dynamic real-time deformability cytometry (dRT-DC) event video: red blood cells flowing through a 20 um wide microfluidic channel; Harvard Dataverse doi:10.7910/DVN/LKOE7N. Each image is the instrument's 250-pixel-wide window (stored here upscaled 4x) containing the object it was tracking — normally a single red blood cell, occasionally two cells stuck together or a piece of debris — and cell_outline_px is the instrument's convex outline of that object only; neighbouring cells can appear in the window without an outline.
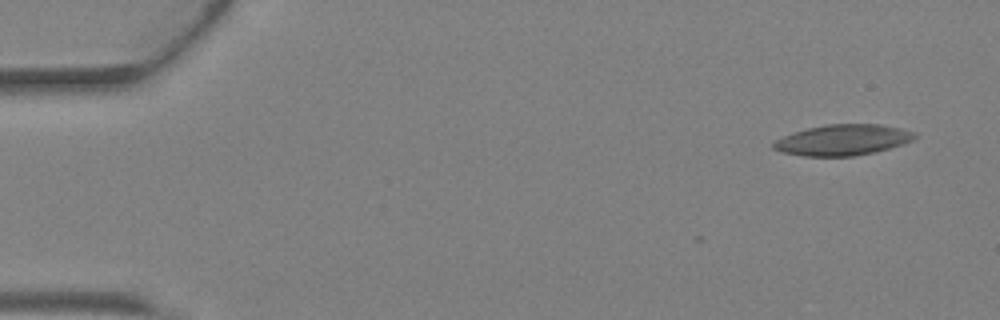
{"species": "Egyptian fruit bat (a non-hibernating species)", "species_latin": "Rousettus aegyptiacus", "temperature_condition": "warm", "stored_images_in_passage": 5, "camera_frame_rate_fps": 3000, "um_per_image_px": 0.085, "animal": {"sex": "female"}, "frame": {"image": 1, "passage_image": 1, "time_ms": 0.0, "image_size_px": [1000, 320], "cell_outline_px": [[916, 136], [912, 140], [904, 144], [876, 152], [852, 156], [804, 156], [784, 152], [772, 148], [772, 144], [776, 140], [784, 136], [808, 128], [828, 124], [880, 124], [900, 128], [916, 132]], "centroid_in_image_um": [71.68, 11.9], "position_along_channel_um": 13.3, "area_um2": 25.2}}